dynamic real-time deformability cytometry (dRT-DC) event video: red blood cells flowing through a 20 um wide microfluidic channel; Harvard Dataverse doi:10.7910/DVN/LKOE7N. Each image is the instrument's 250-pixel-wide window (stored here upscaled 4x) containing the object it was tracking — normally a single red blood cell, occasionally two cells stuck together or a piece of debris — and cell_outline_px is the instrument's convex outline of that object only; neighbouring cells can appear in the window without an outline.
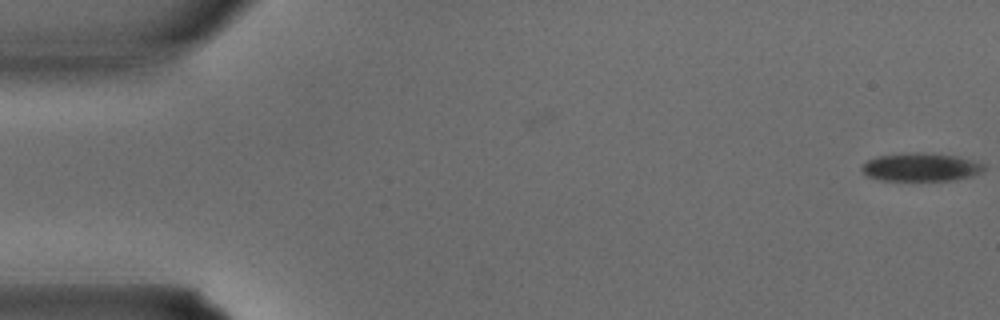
{"species": "common noctule bat (a hibernating species)", "species_latin": "Nyctalus noctula", "temperature_condition": "warm", "stored_images_in_passage": 4, "camera_frame_rate_fps": 3000, "um_per_image_px": 0.085, "animal": {"sex": "male", "body_mass_g": 15.6}, "frame": {"image": 1, "passage_image": 4, "time_ms": 1.0, "image_size_px": [1000, 320], "cell_outline_px": [[984, 172], [972, 176], [956, 180], [880, 180], [868, 176], [860, 168], [868, 160], [876, 156], [916, 152], [924, 152], [956, 156], [972, 160], [984, 164]], "centroid_in_image_um": [78.3, 14.2], "position_along_channel_um": 6.7, "area_um2": 20.06}}